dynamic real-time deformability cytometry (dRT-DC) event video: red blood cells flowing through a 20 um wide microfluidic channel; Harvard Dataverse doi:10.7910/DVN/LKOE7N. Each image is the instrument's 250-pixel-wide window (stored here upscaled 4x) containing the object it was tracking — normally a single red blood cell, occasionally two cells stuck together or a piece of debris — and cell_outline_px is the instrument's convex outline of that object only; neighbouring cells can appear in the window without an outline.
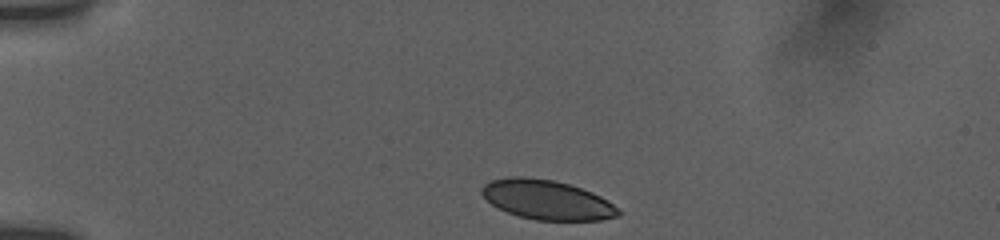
{"species": "human", "species_latin": "Homo sapiens", "temperature_condition": "room temperature", "stored_images_in_passage": 42, "camera_frame_rate_fps": 3000, "um_per_image_px": 0.085, "donor": {"sex": "female"}, "frame": {"image": 1, "passage_image": 1, "time_ms": 0.0, "image_size_px": [1000, 240], "cell_outline_px": [[620, 212], [616, 216], [600, 220], [536, 220], [520, 216], [496, 208], [480, 192], [480, 188], [484, 184], [492, 180], [508, 176], [524, 176], [552, 180], [568, 184], [592, 192], [600, 196], [620, 208]], "centroid_in_image_um": [46.46, 16.97], "position_along_channel_um": 38.5, "area_um2": 31.33}}
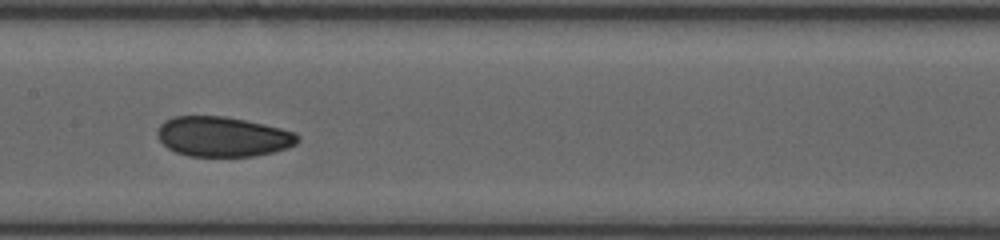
{"frame": {"image": 2, "passage_image": 17, "time_ms": 5.333, "image_size_px": [1000, 240], "cell_outline_px": [[300, 140], [296, 144], [288, 148], [272, 152], [252, 156], [188, 156], [176, 152], [168, 148], [156, 136], [156, 132], [160, 124], [164, 120], [172, 116], [224, 116], [264, 124], [296, 132], [300, 136]], "centroid_in_image_um": [18.93, 11.61], "position_along_channel_um": 188.5, "area_um2": 32.83}}
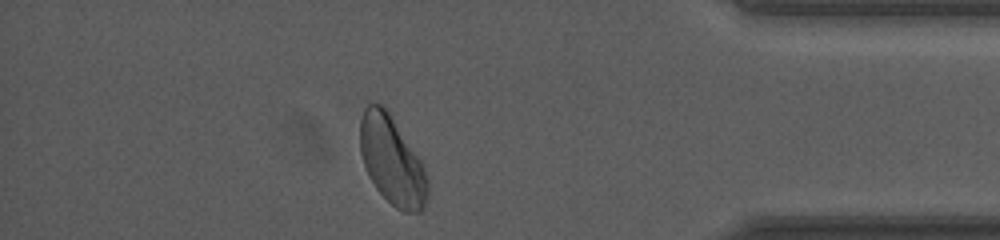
{"frame": {"image": 3, "passage_image": 36, "time_ms": 11.667, "image_size_px": [1000, 240], "cell_outline_px": [[428, 200], [424, 208], [420, 212], [404, 212], [396, 208], [376, 188], [368, 176], [360, 152], [360, 120], [364, 108], [368, 104], [380, 104], [388, 112], [420, 160], [428, 176]], "centroid_in_image_um": [33.32, 13.69], "position_along_channel_um": 401.9, "area_um2": 34.45}, "authors_computed_cell_mechanics": {"area_um2": 33.3506, "velocity_mm_per_s": 3.8208, "shape_relaxation_time_tau1_ms": 6.8932, "shape_relaxation_time_tau2_ms": 2.3731, "deformation_change_tau1": 0.1005, "deformation_change_tau2": 0.0665}}